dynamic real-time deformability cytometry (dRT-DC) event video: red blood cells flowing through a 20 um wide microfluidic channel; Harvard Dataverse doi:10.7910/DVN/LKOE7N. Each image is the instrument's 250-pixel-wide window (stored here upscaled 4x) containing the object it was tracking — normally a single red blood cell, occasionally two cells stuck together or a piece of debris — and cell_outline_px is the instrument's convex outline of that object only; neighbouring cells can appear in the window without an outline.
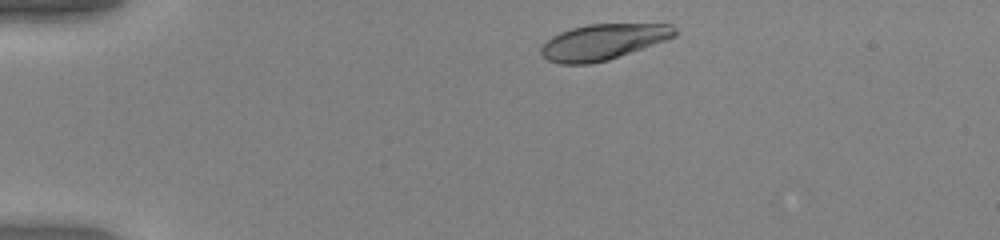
{"species": "human", "species_latin": "Homo sapiens", "temperature_condition": "warm", "stored_images_in_passage": 42, "camera_frame_rate_fps": 3000, "um_per_image_px": 0.085, "donor": {"sex": "female"}, "frame": {"image": 1, "passage_image": 1, "time_ms": 0.0, "image_size_px": [1000, 240], "cell_outline_px": [[676, 36], [608, 60], [588, 64], [560, 64], [548, 60], [540, 52], [540, 48], [552, 36], [560, 32], [572, 28], [588, 24], [672, 24], [676, 28]], "centroid_in_image_um": [51.25, 3.56], "position_along_channel_um": 33.7, "area_um2": 27.57}}
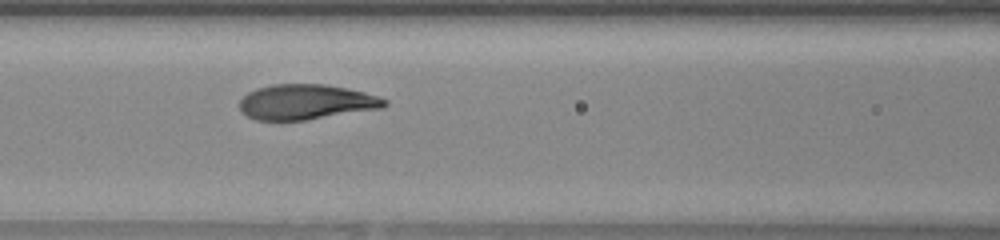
{"frame": {"image": 2, "passage_image": 14, "time_ms": 4.333, "image_size_px": [1000, 240], "cell_outline_px": [[388, 104], [384, 108], [304, 120], [256, 120], [240, 112], [240, 100], [248, 92], [256, 88], [272, 84], [324, 84], [348, 88], [380, 96], [388, 100]], "centroid_in_image_um": [26.04, 8.66], "position_along_channel_um": 140.6, "area_um2": 29.88}}
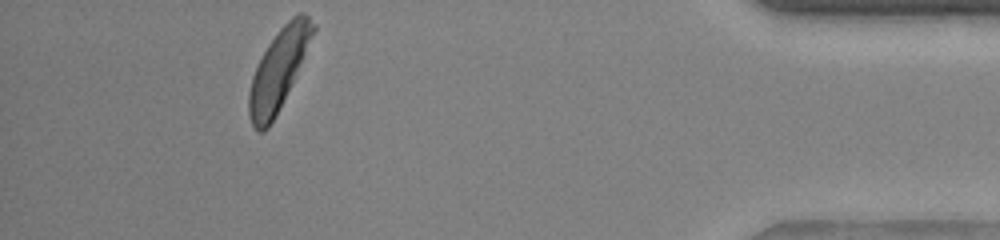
{"frame": {"image": 3, "passage_image": 38, "time_ms": 12.333, "image_size_px": [1000, 240], "cell_outline_px": [[316, 28], [276, 116], [268, 128], [264, 132], [256, 132], [248, 116], [248, 92], [252, 76], [268, 44], [276, 32], [292, 16], [300, 12], [304, 12], [316, 24]], "centroid_in_image_um": [23.64, 5.94], "position_along_channel_um": 411.6, "area_um2": 29.36}, "authors_computed_cell_mechanics": {"area_um2": 30.2005, "velocity_mm_per_s": 3.9962, "shape_relaxation_time_tau1_ms": 1.9632, "shape_relaxation_time_tau2_ms": null, "deformation_change_tau1": 0.1485, "deformation_change_tau2": null}}